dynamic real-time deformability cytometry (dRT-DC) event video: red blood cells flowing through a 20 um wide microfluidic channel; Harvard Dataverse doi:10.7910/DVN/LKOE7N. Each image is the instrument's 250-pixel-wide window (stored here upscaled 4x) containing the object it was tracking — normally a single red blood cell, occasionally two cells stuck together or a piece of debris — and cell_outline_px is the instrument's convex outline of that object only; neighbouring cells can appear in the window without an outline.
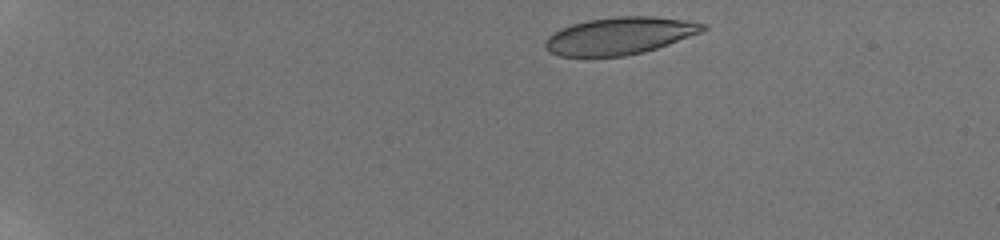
{"species": "human", "species_latin": "Homo sapiens", "temperature_condition": "room temperature", "stored_images_in_passage": 9, "camera_frame_rate_fps": 3000, "um_per_image_px": 0.085, "donor": {"sex": "male"}, "frame": {"image": 1, "passage_image": 1, "time_ms": 0.0, "image_size_px": [1000, 240], "cell_outline_px": [[708, 28], [700, 32], [668, 44], [644, 52], [624, 56], [560, 56], [548, 52], [544, 48], [544, 40], [552, 32], [560, 28], [572, 24], [588, 20], [616, 16], [652, 16], [688, 20], [708, 24]], "centroid_in_image_um": [52.63, 3.04], "position_along_channel_um": 32.4, "area_um2": 34.39}}
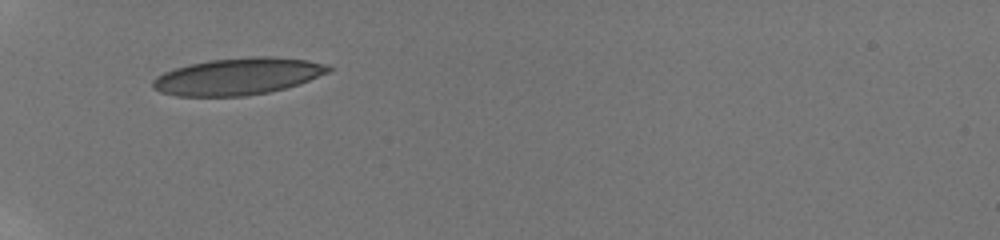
{"frame": {"image": 2, "passage_image": 5, "time_ms": 3.333, "image_size_px": [1000, 240], "cell_outline_px": [[332, 68], [328, 72], [300, 84], [268, 92], [244, 96], [176, 96], [160, 92], [152, 88], [152, 80], [156, 76], [164, 72], [188, 64], [212, 60], [252, 56], [272, 56], [308, 60], [328, 64]], "centroid_in_image_um": [20.21, 6.49], "position_along_channel_um": 64.8, "area_um2": 37.8}}
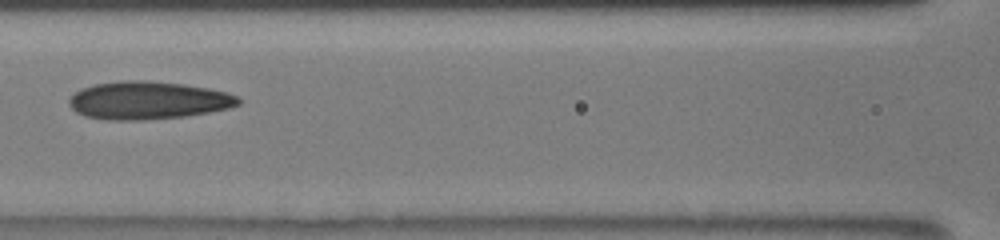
{"frame": {"image": 3, "passage_image": 8, "time_ms": 6.0, "image_size_px": [1000, 240], "cell_outline_px": [[244, 100], [240, 104], [228, 108], [208, 112], [184, 116], [144, 120], [104, 120], [84, 116], [76, 112], [68, 104], [68, 100], [80, 88], [96, 84], [120, 80], [144, 80], [184, 84], [208, 88], [228, 92], [240, 96]], "centroid_in_image_um": [12.6, 8.53], "position_along_channel_um": 154.0, "area_um2": 37.69}}